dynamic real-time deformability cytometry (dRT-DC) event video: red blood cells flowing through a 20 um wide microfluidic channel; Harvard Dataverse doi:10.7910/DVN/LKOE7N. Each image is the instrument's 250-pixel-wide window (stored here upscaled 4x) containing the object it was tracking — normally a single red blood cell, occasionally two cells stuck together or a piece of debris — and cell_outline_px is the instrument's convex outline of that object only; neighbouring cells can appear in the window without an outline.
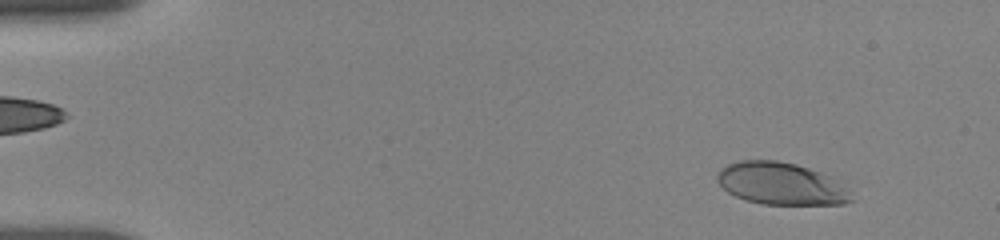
{"species": "human", "species_latin": "Homo sapiens", "temperature_condition": "room temperature", "stored_images_in_passage": 51, "camera_frame_rate_fps": 3000, "um_per_image_px": 0.085, "donor": {"sex": "female"}, "frame": {"image": 1, "passage_image": 5, "time_ms": 1.333, "image_size_px": [1000, 240], "cell_outline_px": [[852, 200], [844, 204], [760, 204], [736, 196], [728, 192], [716, 180], [716, 172], [720, 168], [728, 164], [740, 160], [776, 160], [796, 164], [820, 172], [844, 188], [848, 192]], "centroid_in_image_um": [66.29, 15.6], "position_along_channel_um": 18.7, "area_um2": 32.43}}
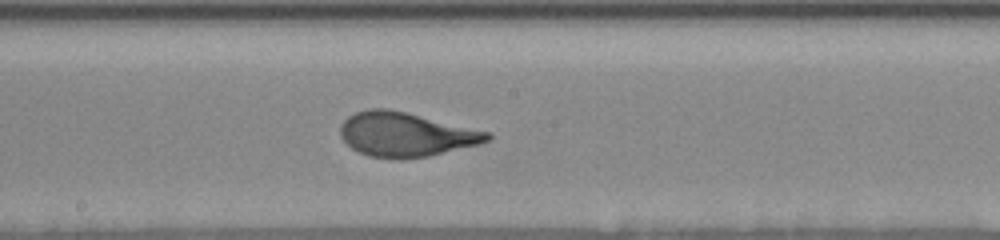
{"frame": {"image": 2, "passage_image": 30, "time_ms": 9.667, "image_size_px": [1000, 240], "cell_outline_px": [[492, 136], [488, 140], [480, 144], [428, 156], [400, 160], [392, 160], [368, 156], [352, 148], [340, 136], [340, 124], [348, 116], [356, 112], [372, 108], [388, 108], [408, 112], [492, 132]], "centroid_in_image_um": [34.5, 11.43], "position_along_channel_um": 213.7, "area_um2": 38.38}}
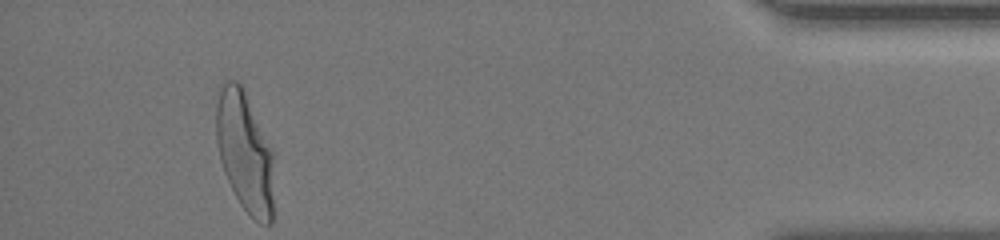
{"frame": {"image": 3, "passage_image": 51, "time_ms": 16.667, "image_size_px": [1000, 240], "cell_outline_px": [[272, 224], [260, 224], [240, 204], [224, 172], [220, 160], [216, 140], [216, 104], [224, 80], [236, 80], [240, 84], [272, 148]], "centroid_in_image_um": [20.79, 12.92], "position_along_channel_um": 414.4, "area_um2": 39.77}, "authors_computed_cell_mechanics": {"area_um2": 37.281, "velocity_mm_per_s": 3.6542, "shape_relaxation_time_tau1_ms": 3.3453, "shape_relaxation_time_tau2_ms": null, "deformation_change_tau1": 0.1786, "deformation_change_tau2": null}}